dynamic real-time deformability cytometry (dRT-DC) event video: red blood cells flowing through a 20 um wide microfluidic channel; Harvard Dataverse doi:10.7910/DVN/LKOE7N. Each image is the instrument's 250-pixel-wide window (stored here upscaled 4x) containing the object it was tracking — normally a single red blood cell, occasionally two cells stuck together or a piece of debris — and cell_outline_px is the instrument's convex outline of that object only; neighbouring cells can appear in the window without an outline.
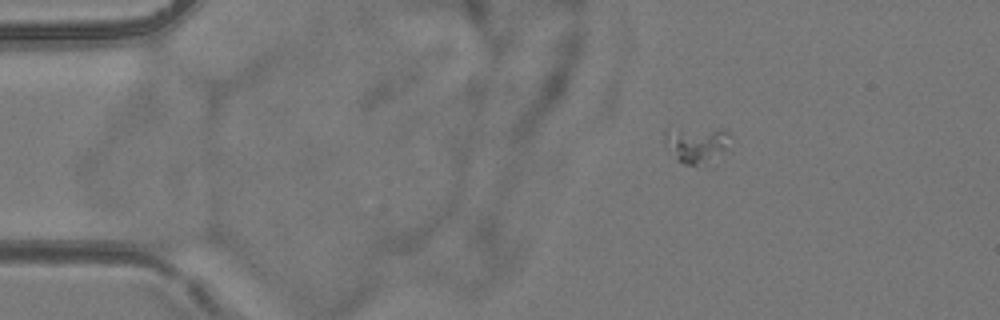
{"species": "common noctule bat (a hibernating species)", "species_latin": "Nyctalus noctula", "temperature_condition": "room temperature", "stored_images_in_passage": 5, "camera_frame_rate_fps": 3000, "um_per_image_px": 0.085, "animal": {"sex": "female", "body_mass_g": 24.6, "forearm_length_mm": 56.2}, "frame": {"image": 1, "passage_image": 2, "time_ms": 2.0, "image_size_px": [1000, 320], "cell_outline_px": [[732, 136], [728, 148], [716, 168], [708, 168], [684, 164], [676, 160], [664, 144], [664, 132], [668, 128], [720, 128], [728, 132]], "centroid_in_image_um": [59.3, 12.37], "position_along_channel_um": 25.7, "area_um2": 15.61}}